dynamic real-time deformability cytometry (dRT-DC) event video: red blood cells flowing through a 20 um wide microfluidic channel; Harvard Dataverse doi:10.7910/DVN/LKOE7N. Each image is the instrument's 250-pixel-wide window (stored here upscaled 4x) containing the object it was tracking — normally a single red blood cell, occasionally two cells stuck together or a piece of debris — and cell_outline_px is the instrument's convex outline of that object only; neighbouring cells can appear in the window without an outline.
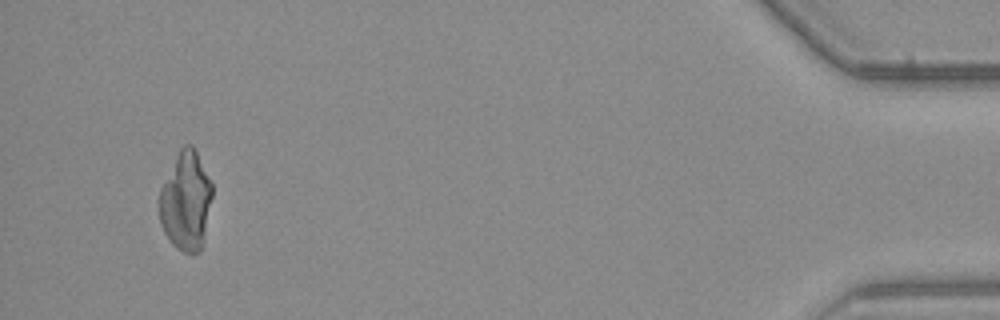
{"species": "common noctule bat (a hibernating species)", "species_latin": "Nyctalus noctula", "temperature_condition": "warm", "stored_images_in_passage": 55, "camera_frame_rate_fps": 3000, "um_per_image_px": 0.085, "animal": {"sex": "male", "body_mass_g": 23.1, "forearm_length_mm": 52.7}, "frame": {"image": 1, "passage_image": 52, "time_ms": 17.0, "image_size_px": [1000, 320], "cell_outline_px": [[212, 196], [200, 252], [192, 256], [176, 248], [172, 244], [164, 232], [160, 224], [156, 200], [160, 188], [180, 148], [184, 144], [192, 144], [212, 184]], "centroid_in_image_um": [15.75, 17.12], "position_along_channel_um": 419.5, "area_um2": 30.69}}